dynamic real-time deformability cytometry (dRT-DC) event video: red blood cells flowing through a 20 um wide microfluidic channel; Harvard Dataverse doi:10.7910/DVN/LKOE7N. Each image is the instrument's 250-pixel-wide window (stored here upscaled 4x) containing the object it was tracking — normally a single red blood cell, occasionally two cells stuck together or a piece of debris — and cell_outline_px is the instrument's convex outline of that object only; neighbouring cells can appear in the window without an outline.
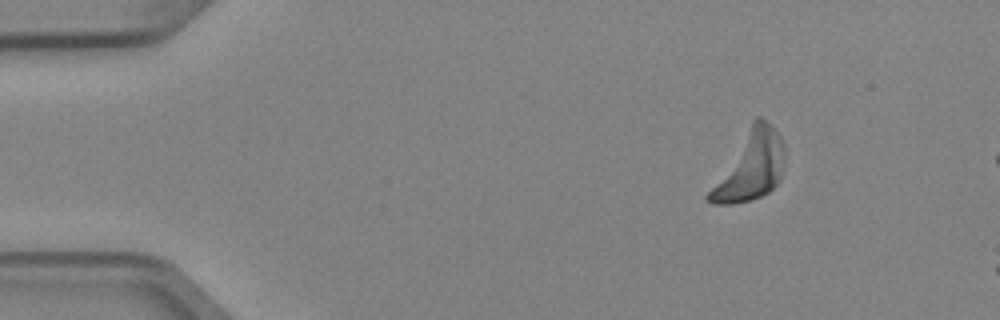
{"species": "Egyptian fruit bat (a non-hibernating species)", "species_latin": "Rousettus aegyptiacus", "temperature_condition": "cold", "stored_images_in_passage": 6, "segment_of_instrument_passage": [2, 2], "camera_frame_rate_fps": 3000, "um_per_image_px": 0.085, "animal": {"sex": "female"}, "frame": {"image": 1, "passage_image": 6, "time_ms": 1.667, "image_size_px": [1000, 320], "cell_outline_px": [[784, 160], [780, 180], [768, 192], [752, 200], [732, 204], [712, 204], [704, 200], [704, 196], [752, 120], [756, 116], [760, 116], [784, 140]], "centroid_in_image_um": [63.73, 14.15], "position_along_channel_um": 21.3, "area_um2": 30.29}}